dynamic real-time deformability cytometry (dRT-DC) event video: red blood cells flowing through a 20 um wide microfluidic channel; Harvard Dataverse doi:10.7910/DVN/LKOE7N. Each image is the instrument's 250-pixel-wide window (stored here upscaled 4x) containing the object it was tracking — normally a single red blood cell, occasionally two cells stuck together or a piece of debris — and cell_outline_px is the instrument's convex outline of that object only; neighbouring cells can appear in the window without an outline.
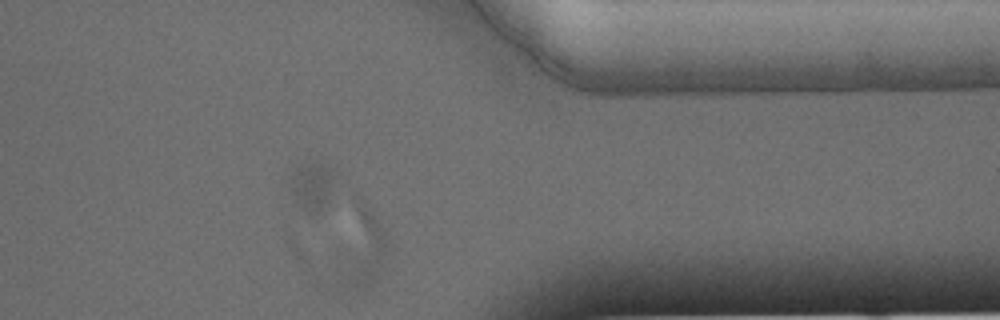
{"species": "Egyptian fruit bat (a non-hibernating species)", "species_latin": "Rousettus aegyptiacus", "temperature_condition": "warm", "stored_images_in_passage": 35, "segment_of_instrument_passage": [1, 2], "camera_frame_rate_fps": 3000, "um_per_image_px": 0.085, "animal": {"sex": "male"}, "frame": {"image": 1, "passage_image": 30, "time_ms": 9.667, "image_size_px": [1000, 320], "cell_outline_px": [[388, 260], [368, 284], [340, 288], [356, 196], [372, 212], [384, 236]], "centroid_in_image_um": [30.9, 21.11], "position_along_channel_um": 380.5, "area_um2": 19.02}}